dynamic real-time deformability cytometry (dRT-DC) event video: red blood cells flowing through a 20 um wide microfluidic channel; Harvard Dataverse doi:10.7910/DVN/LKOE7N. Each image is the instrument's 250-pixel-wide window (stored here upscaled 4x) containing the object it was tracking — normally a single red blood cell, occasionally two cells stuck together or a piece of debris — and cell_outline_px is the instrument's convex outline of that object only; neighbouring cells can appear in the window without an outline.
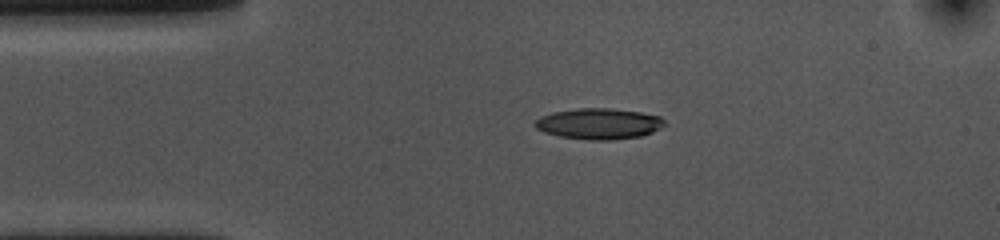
{"species": "common noctule bat (a hibernating species)", "species_latin": "Nyctalus noctula", "temperature_condition": "cold", "stored_images_in_passage": 45, "camera_frame_rate_fps": 3000, "um_per_image_px": 0.085, "animal": {"sex": "female", "body_mass_g": 10.0, "forearm_length_mm": 53.1}, "frame": {"image": 1, "passage_image": 1, "time_ms": 0.0, "image_size_px": [1000, 240], "cell_outline_px": [[664, 124], [660, 128], [652, 132], [640, 136], [612, 140], [588, 140], [560, 136], [544, 132], [536, 128], [532, 124], [540, 116], [552, 112], [576, 108], [612, 108], [640, 112], [660, 116], [664, 120]], "centroid_in_image_um": [50.87, 10.51], "position_along_channel_um": 34.1, "area_um2": 23.41}}
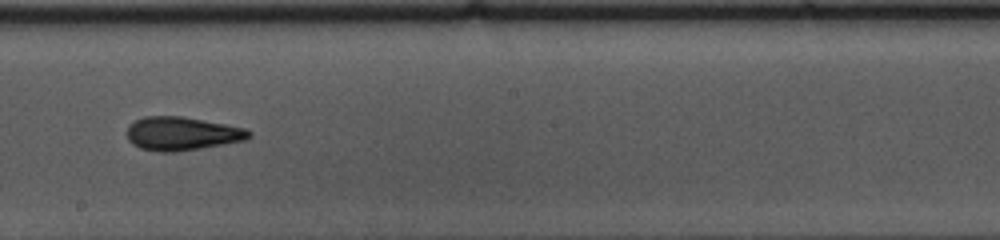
{"frame": {"image": 2, "passage_image": 20, "time_ms": 6.333, "image_size_px": [1000, 240], "cell_outline_px": [[252, 136], [244, 140], [200, 148], [176, 152], [160, 152], [140, 148], [132, 144], [128, 140], [128, 124], [144, 116], [184, 116], [244, 128], [252, 132]], "centroid_in_image_um": [15.44, 11.35], "position_along_channel_um": 232.8, "area_um2": 23.76}}
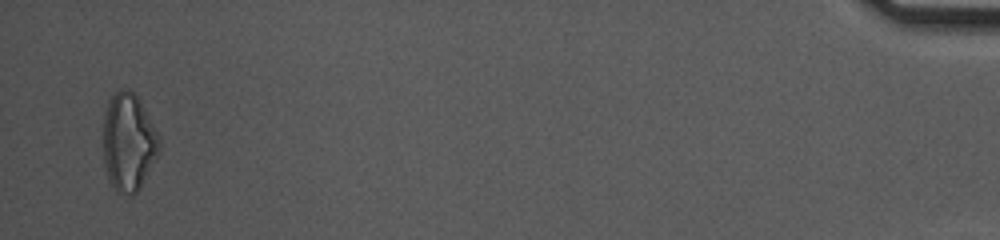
{"frame": {"image": 3, "passage_image": 44, "time_ms": 14.333, "image_size_px": [1000, 240], "cell_outline_px": [[160, 152], [140, 188], [132, 196], [116, 188], [108, 180], [104, 160], [104, 116], [108, 104], [112, 96], [120, 88], [128, 88], [140, 100], [160, 140]], "centroid_in_image_um": [10.94, 12.08], "position_along_channel_um": 424.3, "area_um2": 31.44}, "authors_computed_cell_mechanics": {"area_um2": 23.409, "velocity_mm_per_s": 3.5545, "shape_relaxation_time_tau1_ms": 5.6064, "shape_relaxation_time_tau2_ms": 3.8073, "deformation_change_tau1": 0.1551, "deformation_change_tau2": 0.1233}}